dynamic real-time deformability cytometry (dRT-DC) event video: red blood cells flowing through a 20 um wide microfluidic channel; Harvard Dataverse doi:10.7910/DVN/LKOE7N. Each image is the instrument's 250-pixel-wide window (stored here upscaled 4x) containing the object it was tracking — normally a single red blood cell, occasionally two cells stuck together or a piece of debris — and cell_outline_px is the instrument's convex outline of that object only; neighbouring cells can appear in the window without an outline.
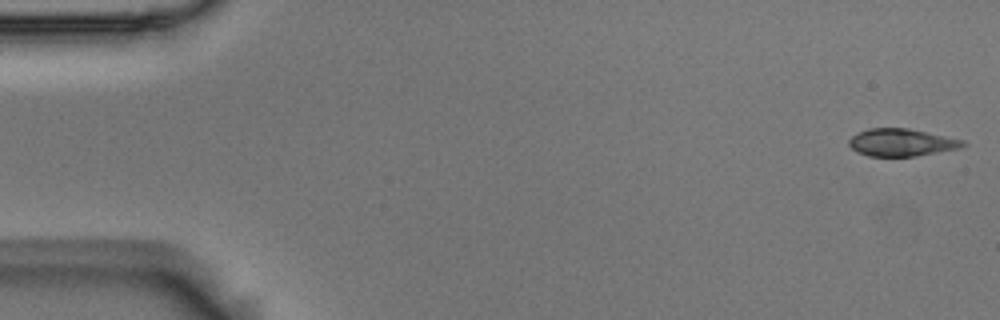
{"species": "Egyptian fruit bat (a non-hibernating species)", "species_latin": "Rousettus aegyptiacus", "temperature_condition": "room temperature", "stored_images_in_passage": 55, "camera_frame_rate_fps": 3000, "um_per_image_px": 0.085, "animal": {"sex": "male"}, "frame": {"image": 1, "passage_image": 1, "time_ms": 0.0, "image_size_px": [1000, 320], "cell_outline_px": [[968, 144], [960, 148], [916, 156], [868, 156], [856, 152], [848, 144], [848, 140], [852, 136], [868, 128], [908, 128], [964, 140]], "centroid_in_image_um": [76.62, 12.11], "position_along_channel_um": 8.4, "area_um2": 18.21}}
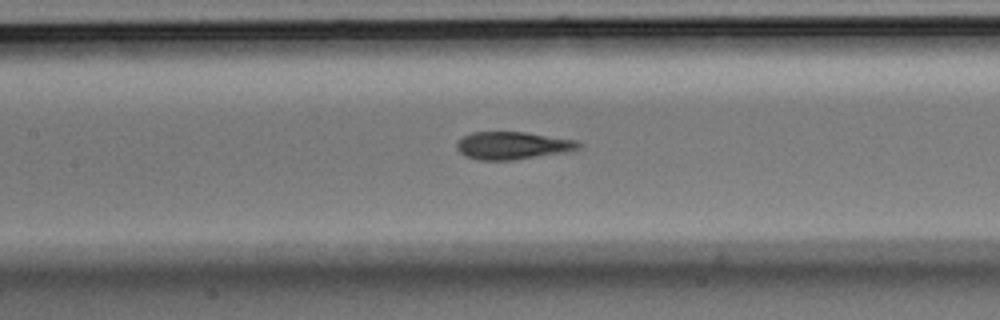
{"frame": {"image": 2, "passage_image": 25, "time_ms": 8.0, "image_size_px": [1000, 320], "cell_outline_px": [[584, 144], [580, 148], [572, 152], [512, 160], [480, 160], [464, 156], [456, 148], [456, 144], [464, 136], [472, 132], [524, 132], [576, 140]], "centroid_in_image_um": [43.63, 12.38], "position_along_channel_um": 163.8, "area_um2": 19.83}}
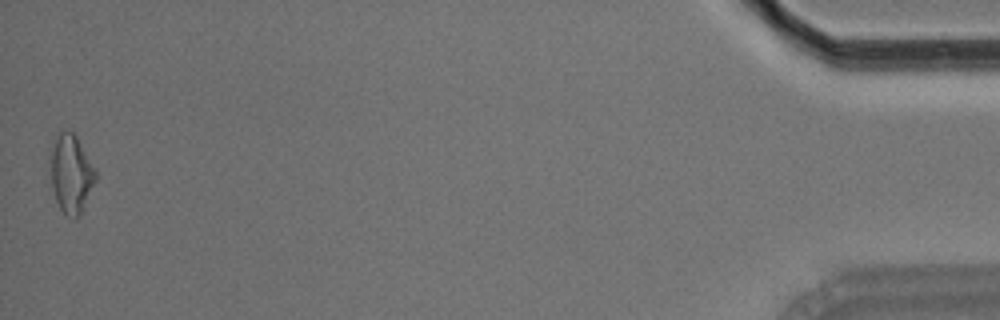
{"frame": {"image": 3, "passage_image": 55, "time_ms": 18.0, "image_size_px": [1000, 320], "cell_outline_px": [[96, 180], [76, 220], [64, 212], [60, 208], [56, 200], [52, 188], [52, 152], [56, 132], [72, 132], [76, 136], [96, 168]], "centroid_in_image_um": [6.07, 14.75], "position_along_channel_um": 429.1, "area_um2": 20.0}, "authors_computed_cell_mechanics": {"area_um2": 19.3052, "velocity_mm_per_s": 3.5922, "shape_relaxation_time_tau1_ms": 3.9227, "shape_relaxation_time_tau2_ms": 2.4035, "deformation_change_tau1": 0.1451, "deformation_change_tau2": 0.096}}